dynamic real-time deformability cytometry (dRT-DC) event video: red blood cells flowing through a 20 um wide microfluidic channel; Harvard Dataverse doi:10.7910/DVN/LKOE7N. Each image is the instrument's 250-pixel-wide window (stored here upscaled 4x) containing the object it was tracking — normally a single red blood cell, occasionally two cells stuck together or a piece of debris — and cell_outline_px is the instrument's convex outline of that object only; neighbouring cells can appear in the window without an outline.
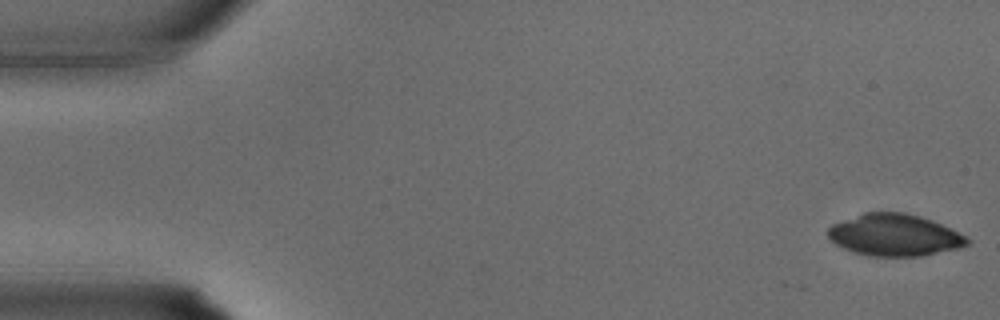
{"species": "common noctule bat (a hibernating species)", "species_latin": "Nyctalus noctula", "temperature_condition": "warm", "stored_images_in_passage": 5, "camera_frame_rate_fps": 3000, "um_per_image_px": 0.085, "animal": {"sex": "male", "body_mass_g": 15.6}, "frame": {"image": 1, "passage_image": 1, "time_ms": 0.0, "image_size_px": [1000, 320], "cell_outline_px": [[972, 240], [968, 244], [956, 248], [920, 256], [868, 256], [852, 252], [836, 244], [828, 236], [828, 228], [832, 224], [864, 212], [904, 212], [920, 216], [932, 220], [968, 236]], "centroid_in_image_um": [76.04, 19.97], "position_along_channel_um": 9.0, "area_um2": 33.93}}